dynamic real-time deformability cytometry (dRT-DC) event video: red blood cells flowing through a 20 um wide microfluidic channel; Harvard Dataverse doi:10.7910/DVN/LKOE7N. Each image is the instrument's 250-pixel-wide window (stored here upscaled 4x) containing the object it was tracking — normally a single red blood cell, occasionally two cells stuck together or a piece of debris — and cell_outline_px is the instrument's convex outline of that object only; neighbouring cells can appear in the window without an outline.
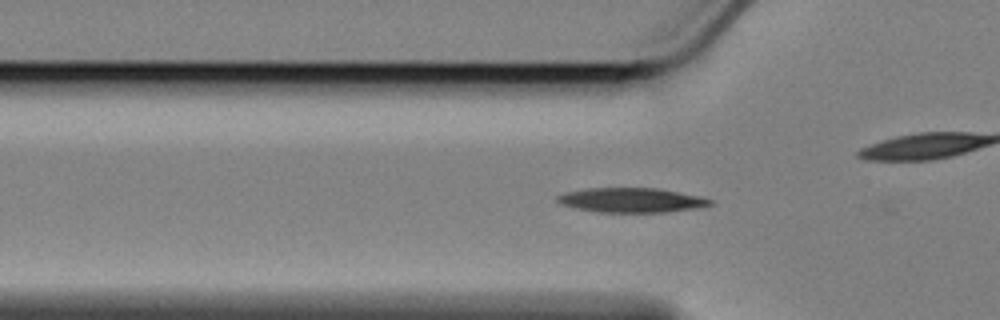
{"species": "Egyptian fruit bat (a non-hibernating species)", "species_latin": "Rousettus aegyptiacus", "temperature_condition": "cold", "stored_images_in_passage": 58, "camera_frame_rate_fps": 3000, "um_per_image_px": 0.085, "animal": {"sex": "female"}, "frame": {"image": 1, "passage_image": 17, "time_ms": 5.333, "image_size_px": [1000, 320], "cell_outline_px": [[712, 204], [692, 208], [668, 212], [596, 212], [576, 208], [560, 204], [556, 200], [556, 196], [564, 192], [584, 188], [656, 188], [696, 196], [712, 200]], "centroid_in_image_um": [53.55, 17.01], "position_along_channel_um": 72.3, "area_um2": 21.62}}
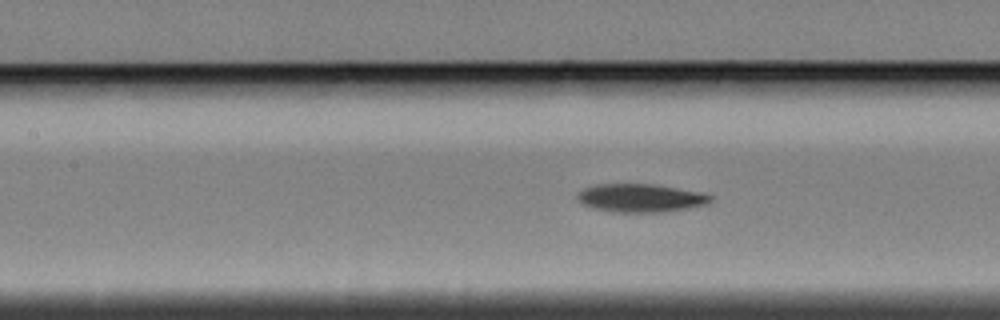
{"frame": {"image": 2, "passage_image": 24, "time_ms": 7.667, "image_size_px": [1000, 320], "cell_outline_px": [[712, 200], [708, 204], [688, 208], [660, 212], [612, 212], [592, 208], [576, 200], [576, 196], [584, 188], [596, 184], [652, 184], [700, 192], [712, 196]], "centroid_in_image_um": [54.42, 16.83], "position_along_channel_um": 153.0, "area_um2": 21.85}}
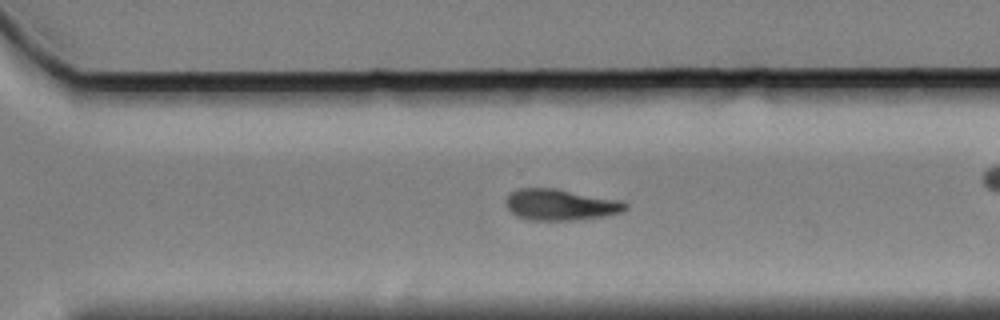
{"frame": {"image": 3, "passage_image": 39, "time_ms": 12.667, "image_size_px": [1000, 320], "cell_outline_px": [[628, 208], [620, 212], [604, 216], [572, 220], [528, 220], [516, 216], [508, 208], [508, 196], [512, 192], [520, 188], [556, 188], [620, 200], [628, 204]], "centroid_in_image_um": [47.67, 17.4], "position_along_channel_um": 322.9, "area_um2": 21.5}, "authors_computed_cell_mechanics": {"area_um2": 21.1837, "velocity_mm_per_s": 3.4152, "shape_relaxation_time_tau1_ms": 3.6365, "shape_relaxation_time_tau2_ms": null, "deformation_change_tau1": 0.1256, "deformation_change_tau2": null}}